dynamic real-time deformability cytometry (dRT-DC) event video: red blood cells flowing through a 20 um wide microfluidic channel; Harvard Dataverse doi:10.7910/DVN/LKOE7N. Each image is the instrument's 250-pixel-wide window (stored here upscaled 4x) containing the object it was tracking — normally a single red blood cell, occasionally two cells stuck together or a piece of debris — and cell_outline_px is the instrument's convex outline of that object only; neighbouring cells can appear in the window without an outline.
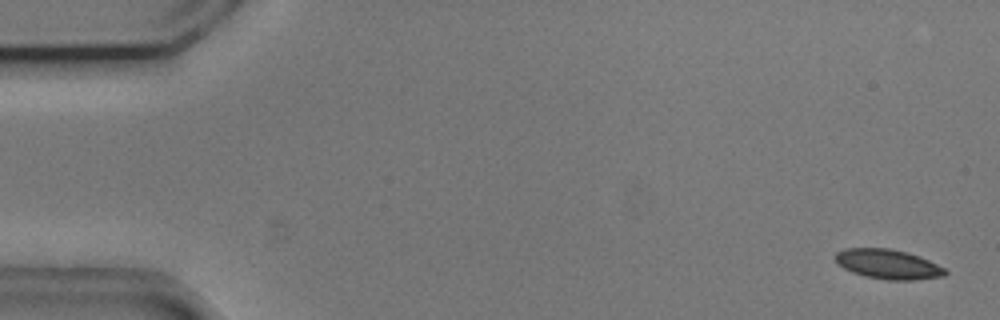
{"species": "common noctule bat (a hibernating species)", "species_latin": "Nyctalus noctula", "temperature_condition": "cold", "stored_images_in_passage": 55, "camera_frame_rate_fps": 3000, "um_per_image_px": 0.085, "animal": {"sex": "male", "body_mass_g": 20.5, "forearm_length_mm": 52.5}, "frame": {"image": 1, "passage_image": 2, "time_ms": 0.333, "image_size_px": [1000, 320], "cell_outline_px": [[948, 272], [944, 276], [916, 280], [888, 280], [864, 276], [852, 272], [836, 264], [836, 252], [844, 248], [888, 248], [908, 252], [920, 256], [944, 268]], "centroid_in_image_um": [75.47, 22.45], "position_along_channel_um": 9.5, "area_um2": 19.07}}
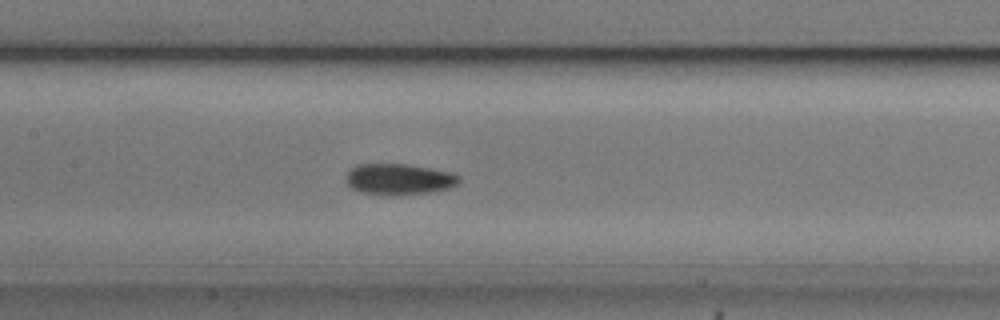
{"frame": {"image": 2, "passage_image": 26, "time_ms": 8.333, "image_size_px": [1000, 320], "cell_outline_px": [[460, 180], [456, 184], [448, 188], [428, 192], [400, 196], [380, 196], [360, 192], [352, 188], [344, 180], [344, 176], [356, 164], [408, 164], [452, 172], [460, 176]], "centroid_in_image_um": [33.87, 15.25], "position_along_channel_um": 173.5, "area_um2": 20.87}}
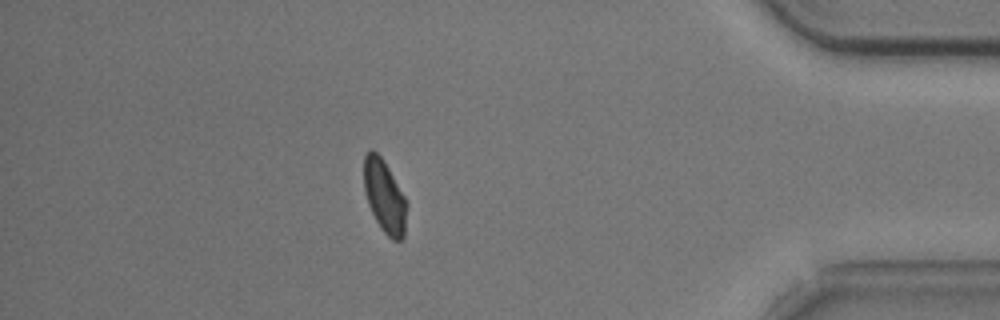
{"frame": {"image": 3, "passage_image": 48, "time_ms": 15.667, "image_size_px": [1000, 320], "cell_outline_px": [[408, 204], [404, 236], [400, 240], [392, 240], [380, 228], [368, 204], [364, 192], [364, 156], [372, 148], [380, 156], [388, 168], [404, 196]], "centroid_in_image_um": [32.69, 16.72], "position_along_channel_um": 402.5, "area_um2": 18.09}, "authors_computed_cell_mechanics": {"area_um2": 19.5942, "velocity_mm_per_s": 3.6953, "shape_relaxation_time_tau1_ms": 4.4804, "shape_relaxation_time_tau2_ms": 3.6534, "deformation_change_tau1": 0.099, "deformation_change_tau2": 0.0815}}